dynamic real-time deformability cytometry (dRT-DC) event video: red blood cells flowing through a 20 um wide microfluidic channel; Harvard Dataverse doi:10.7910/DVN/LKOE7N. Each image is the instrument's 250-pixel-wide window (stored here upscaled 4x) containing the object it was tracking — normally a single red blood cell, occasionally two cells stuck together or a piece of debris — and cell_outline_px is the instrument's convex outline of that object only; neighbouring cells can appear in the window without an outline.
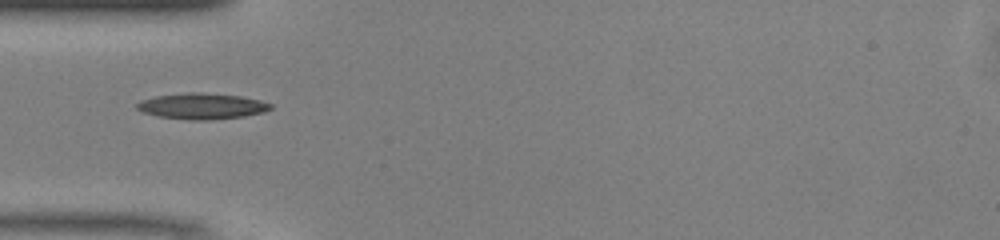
{"species": "common noctule bat (a hibernating species)", "species_latin": "Nyctalus noctula", "temperature_condition": "warm", "stored_images_in_passage": 35, "camera_frame_rate_fps": 3000, "um_per_image_px": 0.085, "animal": {"sex": "male", "body_mass_g": 13.0, "forearm_length_mm": 53.1}, "frame": {"image": 1, "passage_image": 1, "time_ms": 0.0, "image_size_px": [1000, 240], "cell_outline_px": [[272, 108], [264, 112], [244, 116], [208, 120], [188, 120], [156, 116], [144, 112], [136, 108], [136, 104], [140, 100], [156, 96], [188, 92], [200, 92], [240, 96], [260, 100], [272, 104]], "centroid_in_image_um": [17.15, 9.02], "position_along_channel_um": 67.9, "area_um2": 20.23}, "authors_computed_cell_mechanics": {"area_um2": 18.3226, "velocity_mm_per_s": 4.1282, "shape_relaxation_time_tau1_ms": 6.1901, "shape_relaxation_time_tau2_ms": 2.078, "deformation_change_tau1": 0.1963, "deformation_change_tau2": 0.0959}}